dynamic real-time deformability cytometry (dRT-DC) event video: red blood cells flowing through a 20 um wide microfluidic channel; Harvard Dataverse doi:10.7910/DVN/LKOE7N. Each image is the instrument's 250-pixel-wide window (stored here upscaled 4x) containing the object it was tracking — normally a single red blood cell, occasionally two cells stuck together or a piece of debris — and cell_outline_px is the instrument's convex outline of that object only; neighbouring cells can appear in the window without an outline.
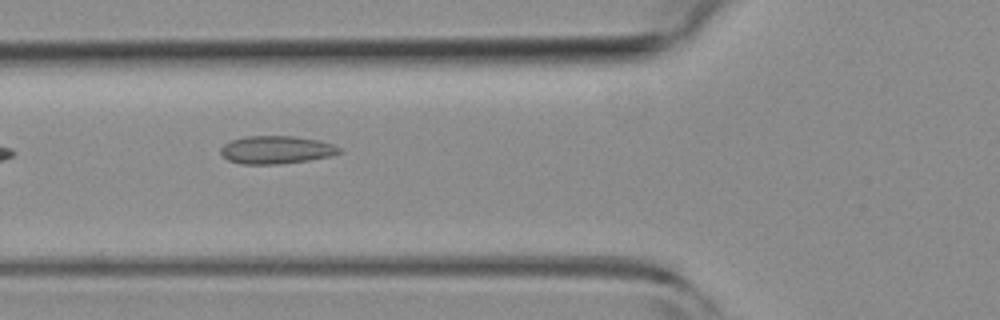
{"species": "common noctule bat (a hibernating species)", "species_latin": "Nyctalus noctula", "temperature_condition": "room temperature", "stored_images_in_passage": 6, "camera_frame_rate_fps": 3000, "um_per_image_px": 0.085, "animal": {"sex": "female", "body_mass_g": 19.3, "forearm_length_mm": 54.1}, "frame": {"image": 1, "passage_image": 5, "time_ms": 1.333, "image_size_px": [1000, 320], "cell_outline_px": [[344, 152], [332, 156], [308, 160], [280, 164], [240, 164], [228, 160], [220, 152], [220, 148], [224, 144], [232, 140], [244, 136], [292, 136], [320, 140], [332, 144], [340, 148]], "centroid_in_image_um": [23.5, 12.73], "position_along_channel_um": 102.3, "area_um2": 19.42}}
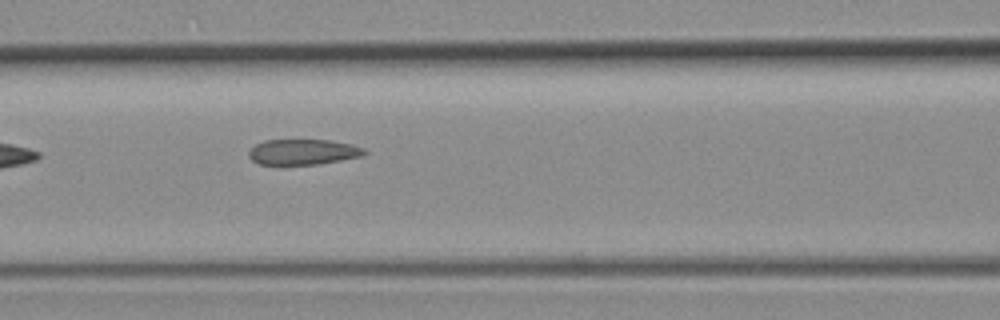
{"frame": {"image": 2, "passage_image": 6, "time_ms": 1.667, "image_size_px": [1000, 320], "cell_outline_px": [[368, 152], [360, 156], [340, 160], [316, 164], [260, 164], [252, 160], [248, 156], [248, 152], [256, 144], [264, 140], [328, 140], [352, 144], [364, 148]], "centroid_in_image_um": [25.75, 12.9], "position_along_channel_um": 140.8, "area_um2": 16.99}}